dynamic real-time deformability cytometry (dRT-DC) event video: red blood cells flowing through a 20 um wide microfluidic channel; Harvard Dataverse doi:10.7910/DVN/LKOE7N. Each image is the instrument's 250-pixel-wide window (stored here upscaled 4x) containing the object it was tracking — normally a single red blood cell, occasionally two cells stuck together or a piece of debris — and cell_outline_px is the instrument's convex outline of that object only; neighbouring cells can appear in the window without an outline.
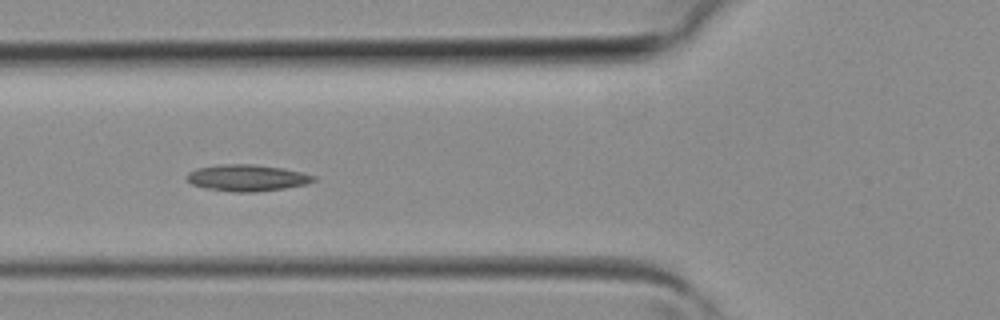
{"species": "common noctule bat (a hibernating species)", "species_latin": "Nyctalus noctula", "temperature_condition": "room temperature", "stored_images_in_passage": 36, "camera_frame_rate_fps": 3000, "um_per_image_px": 0.085, "animal": {"sex": "female", "body_mass_g": 19.3, "forearm_length_mm": 54.1}, "frame": {"image": 1, "passage_image": 10, "time_ms": 3.0, "image_size_px": [1000, 320], "cell_outline_px": [[316, 180], [308, 184], [284, 188], [256, 192], [232, 192], [204, 188], [192, 184], [184, 176], [188, 172], [196, 168], [216, 164], [256, 164], [284, 168], [316, 176]], "centroid_in_image_um": [20.97, 15.11], "position_along_channel_um": 104.8, "area_um2": 19.88}}
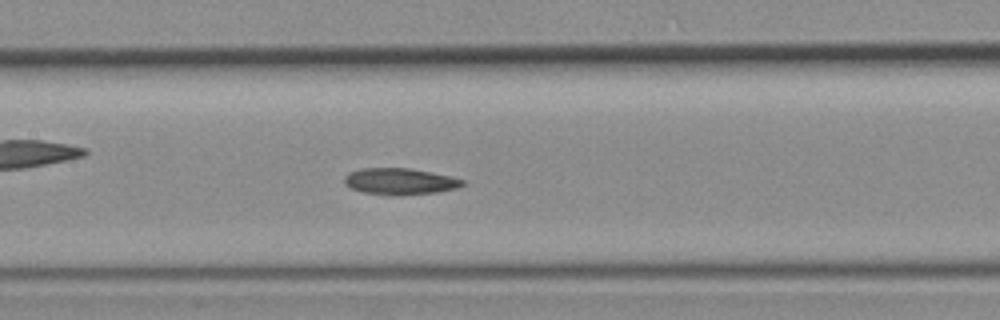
{"frame": {"image": 2, "passage_image": 14, "time_ms": 4.333, "image_size_px": [1000, 320], "cell_outline_px": [[464, 184], [456, 188], [436, 192], [400, 196], [388, 196], [364, 192], [352, 188], [344, 184], [344, 176], [348, 172], [360, 168], [408, 168], [448, 176], [464, 180]], "centroid_in_image_um": [33.92, 15.43], "position_along_channel_um": 173.5, "area_um2": 18.21}}
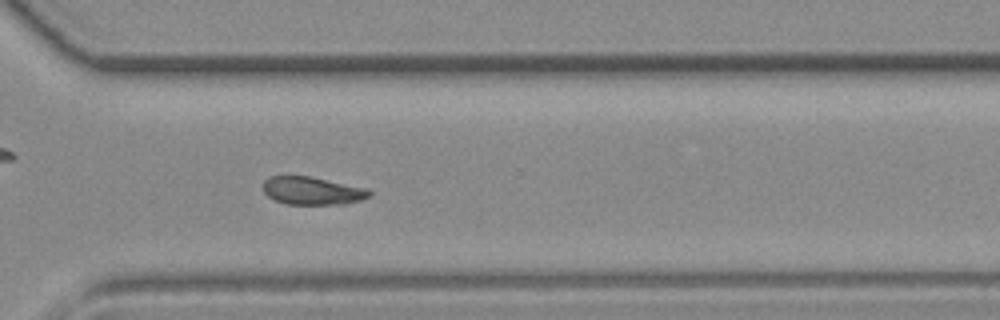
{"frame": {"image": 3, "passage_image": 24, "time_ms": 7.667, "image_size_px": [1000, 320], "cell_outline_px": [[372, 196], [360, 200], [344, 204], [288, 204], [276, 200], [268, 196], [264, 192], [264, 180], [268, 176], [312, 176], [368, 188], [372, 192]], "centroid_in_image_um": [26.59, 16.2], "position_along_channel_um": 344.0, "area_um2": 17.4}}